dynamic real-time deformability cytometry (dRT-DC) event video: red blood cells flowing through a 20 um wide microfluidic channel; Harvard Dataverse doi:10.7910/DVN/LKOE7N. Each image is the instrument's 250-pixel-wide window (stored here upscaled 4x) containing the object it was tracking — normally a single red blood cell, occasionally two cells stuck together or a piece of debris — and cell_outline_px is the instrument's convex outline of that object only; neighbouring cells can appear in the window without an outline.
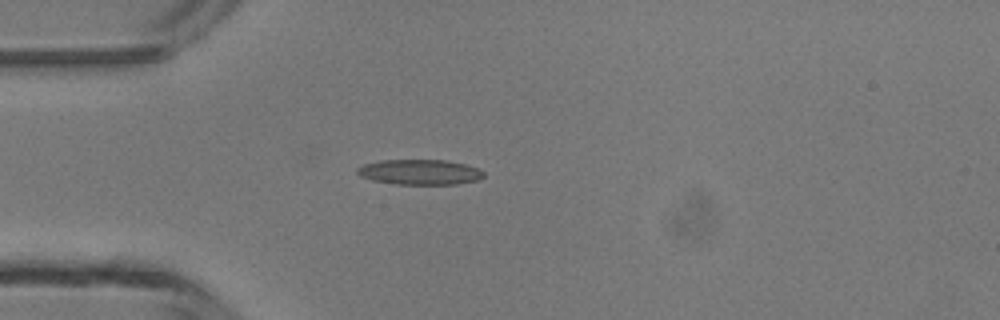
{"species": "common noctule bat (a hibernating species)", "species_latin": "Nyctalus noctula", "temperature_condition": "room temperature", "stored_images_in_passage": 4, "camera_frame_rate_fps": 3000, "um_per_image_px": 0.085, "animal": {"sex": "male", "body_mass_g": 13.3}, "frame": {"image": 1, "passage_image": 4, "time_ms": 3.333, "image_size_px": [1000, 320], "cell_outline_px": [[484, 176], [480, 180], [456, 184], [396, 184], [372, 180], [360, 176], [356, 172], [356, 168], [364, 164], [380, 160], [448, 160], [464, 164], [476, 168], [484, 172]], "centroid_in_image_um": [35.67, 14.62], "position_along_channel_um": 49.3, "area_um2": 18.61}}